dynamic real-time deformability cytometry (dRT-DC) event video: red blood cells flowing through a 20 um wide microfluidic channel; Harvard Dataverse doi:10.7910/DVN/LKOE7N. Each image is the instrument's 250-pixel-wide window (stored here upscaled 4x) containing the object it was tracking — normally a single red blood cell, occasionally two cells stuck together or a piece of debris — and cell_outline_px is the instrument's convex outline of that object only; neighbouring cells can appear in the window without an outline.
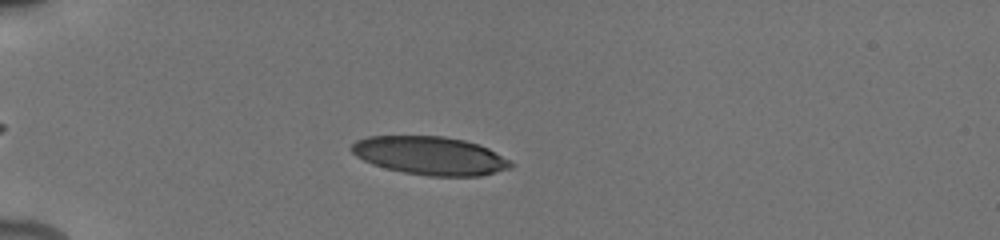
{"species": "human", "species_latin": "Homo sapiens", "temperature_condition": "cold", "stored_images_in_passage": 22, "camera_frame_rate_fps": 3000, "um_per_image_px": 0.085, "donor": {"sex": "male"}, "frame": {"image": 1, "passage_image": 5, "time_ms": 4.333, "image_size_px": [1000, 240], "cell_outline_px": [[516, 164], [508, 168], [480, 176], [428, 176], [404, 172], [384, 168], [372, 164], [356, 156], [348, 148], [356, 140], [368, 136], [444, 136], [464, 140], [480, 144], [488, 148]], "centroid_in_image_um": [36.53, 13.22], "position_along_channel_um": 48.5, "area_um2": 35.6}}
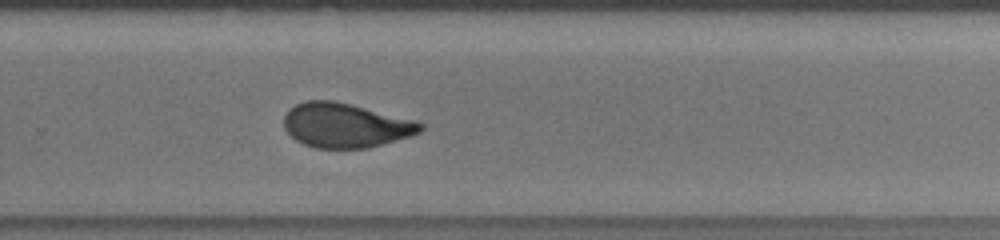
{"frame": {"image": 2, "passage_image": 12, "time_ms": 11.667, "image_size_px": [1000, 240], "cell_outline_px": [[424, 128], [420, 132], [408, 136], [368, 148], [316, 148], [304, 144], [296, 140], [284, 128], [284, 116], [288, 108], [304, 100], [336, 100], [352, 104], [412, 120], [424, 124]], "centroid_in_image_um": [29.31, 10.64], "position_along_channel_um": 300.5, "area_um2": 35.2}}
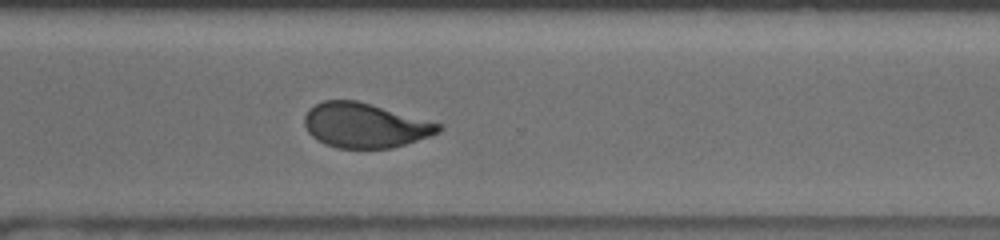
{"frame": {"image": 3, "passage_image": 14, "time_ms": 12.667, "image_size_px": [1000, 240], "cell_outline_px": [[444, 128], [440, 132], [392, 148], [336, 148], [324, 144], [316, 140], [308, 132], [304, 124], [304, 116], [316, 104], [324, 100], [356, 100], [440, 124]], "centroid_in_image_um": [30.98, 10.67], "position_along_channel_um": 339.6, "area_um2": 34.45}, "authors_computed_cell_mechanics": {"area_um2": 35.4025, "velocity_mm_per_s": 3.9069, "shape_relaxation_time_tau1_ms": 6.1092, "shape_relaxation_time_tau2_ms": 1.1134, "deformation_change_tau1": 0.1553, "deformation_change_tau2": 0.0628}}